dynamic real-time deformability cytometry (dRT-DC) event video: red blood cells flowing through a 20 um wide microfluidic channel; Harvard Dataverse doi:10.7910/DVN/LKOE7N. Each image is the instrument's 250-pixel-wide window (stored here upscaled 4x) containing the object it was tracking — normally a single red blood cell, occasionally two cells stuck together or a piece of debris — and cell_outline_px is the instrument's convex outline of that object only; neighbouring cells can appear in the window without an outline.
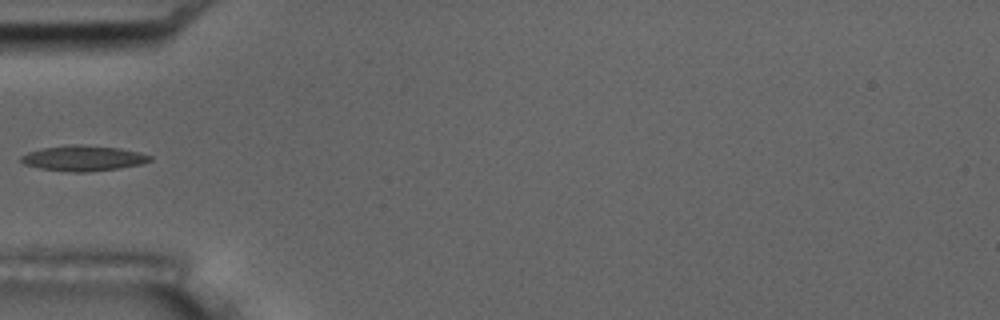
{"species": "common noctule bat (a hibernating species)", "species_latin": "Nyctalus noctula", "temperature_condition": "room temperature", "stored_images_in_passage": 4, "camera_frame_rate_fps": 3000, "um_per_image_px": 0.085, "animal": {"sex": "male", "body_mass_g": 17.5, "forearm_length_mm": 52.3}, "frame": {"image": 1, "passage_image": 4, "time_ms": 1.0, "image_size_px": [1000, 320], "cell_outline_px": [[152, 160], [140, 164], [116, 168], [84, 172], [72, 172], [40, 168], [24, 164], [20, 160], [20, 156], [28, 152], [44, 148], [72, 144], [80, 144], [120, 148], [140, 152], [152, 156]], "centroid_in_image_um": [7.07, 13.44], "position_along_channel_um": 77.9, "area_um2": 18.9}}